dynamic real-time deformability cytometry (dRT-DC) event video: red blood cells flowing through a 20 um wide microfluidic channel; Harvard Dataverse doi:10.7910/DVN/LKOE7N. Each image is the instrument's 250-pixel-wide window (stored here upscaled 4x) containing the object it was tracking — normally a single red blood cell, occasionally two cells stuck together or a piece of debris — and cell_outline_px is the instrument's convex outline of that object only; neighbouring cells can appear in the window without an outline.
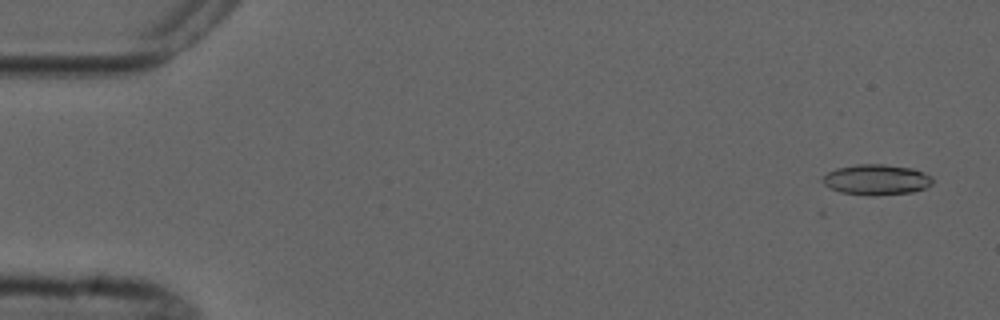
{"species": "common noctule bat (a hibernating species)", "species_latin": "Nyctalus noctula", "temperature_condition": "cold", "stored_images_in_passage": 4, "camera_frame_rate_fps": 3000, "um_per_image_px": 0.085, "animal": {"sex": "male", "forearm_length_mm": 52.5}, "frame": {"image": 1, "passage_image": 1, "time_ms": 0.0, "image_size_px": [1000, 320], "cell_outline_px": [[932, 184], [924, 188], [912, 192], [876, 196], [868, 196], [840, 192], [824, 184], [820, 180], [828, 172], [836, 168], [856, 164], [884, 164], [912, 168], [924, 172], [932, 176]], "centroid_in_image_um": [74.49, 15.27], "position_along_channel_um": 10.5, "area_um2": 19.71}}